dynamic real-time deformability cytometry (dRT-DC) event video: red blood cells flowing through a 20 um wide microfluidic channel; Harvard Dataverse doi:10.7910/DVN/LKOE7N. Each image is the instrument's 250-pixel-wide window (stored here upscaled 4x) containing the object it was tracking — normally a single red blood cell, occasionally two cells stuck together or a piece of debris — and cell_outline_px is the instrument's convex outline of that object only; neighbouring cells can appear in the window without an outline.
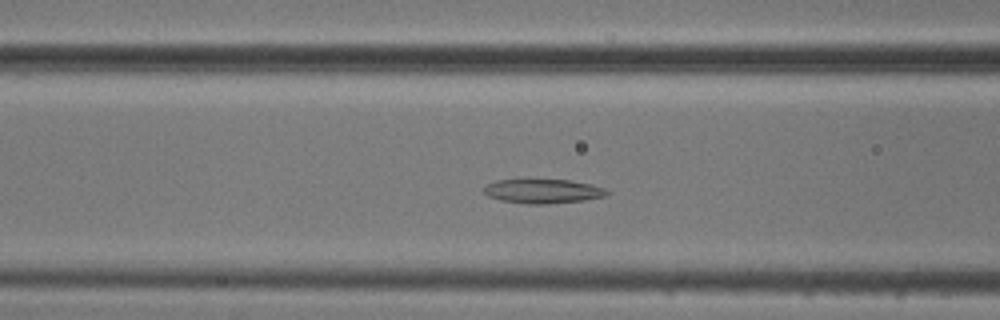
{"species": "common noctule bat (a hibernating species)", "species_latin": "Nyctalus noctula", "temperature_condition": "cold", "stored_images_in_passage": 24, "camera_frame_rate_fps": 3000, "um_per_image_px": 0.085, "animal": {"sex": "male", "body_mass_g": 20.5, "forearm_length_mm": 52.5}, "frame": {"image": 1, "passage_image": 12, "time_ms": 3.667, "image_size_px": [1000, 320], "cell_outline_px": [[612, 192], [608, 196], [584, 200], [548, 204], [524, 204], [500, 200], [488, 196], [484, 192], [484, 188], [488, 184], [496, 180], [572, 180], [592, 184], [604, 188]], "centroid_in_image_um": [46.21, 16.26], "position_along_channel_um": 120.4, "area_um2": 17.51}}
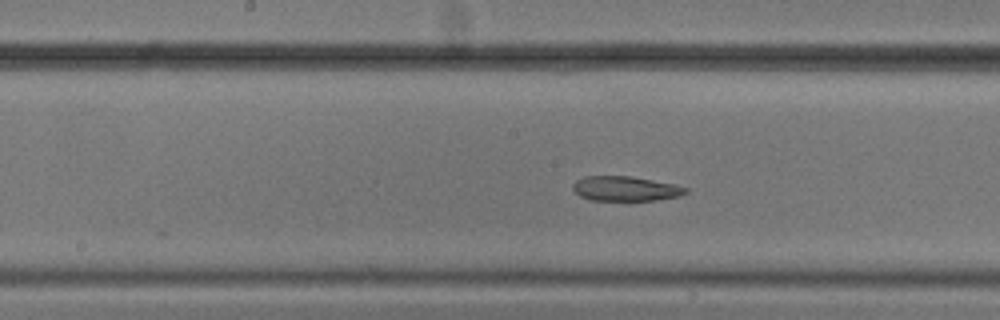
{"frame": {"image": 2, "passage_image": 18, "time_ms": 5.667, "image_size_px": [1000, 320], "cell_outline_px": [[688, 192], [680, 196], [652, 200], [588, 200], [580, 196], [572, 188], [572, 184], [576, 180], [584, 176], [632, 176], [672, 184], [688, 188]], "centroid_in_image_um": [53.13, 16.03], "position_along_channel_um": 195.1, "area_um2": 16.18}}
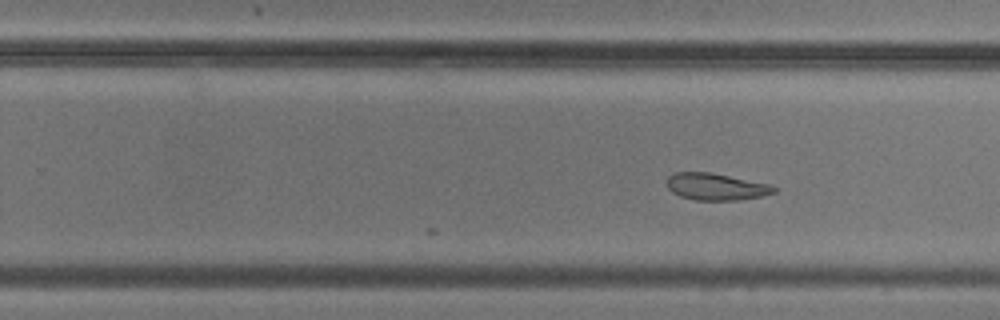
{"frame": {"image": 3, "passage_image": 24, "time_ms": 7.667, "image_size_px": [1000, 320], "cell_outline_px": [[776, 192], [760, 196], [740, 200], [696, 200], [680, 196], [672, 192], [668, 188], [668, 176], [672, 172], [712, 172], [772, 184], [776, 188]], "centroid_in_image_um": [60.88, 15.86], "position_along_channel_um": 268.9, "area_um2": 16.94}}